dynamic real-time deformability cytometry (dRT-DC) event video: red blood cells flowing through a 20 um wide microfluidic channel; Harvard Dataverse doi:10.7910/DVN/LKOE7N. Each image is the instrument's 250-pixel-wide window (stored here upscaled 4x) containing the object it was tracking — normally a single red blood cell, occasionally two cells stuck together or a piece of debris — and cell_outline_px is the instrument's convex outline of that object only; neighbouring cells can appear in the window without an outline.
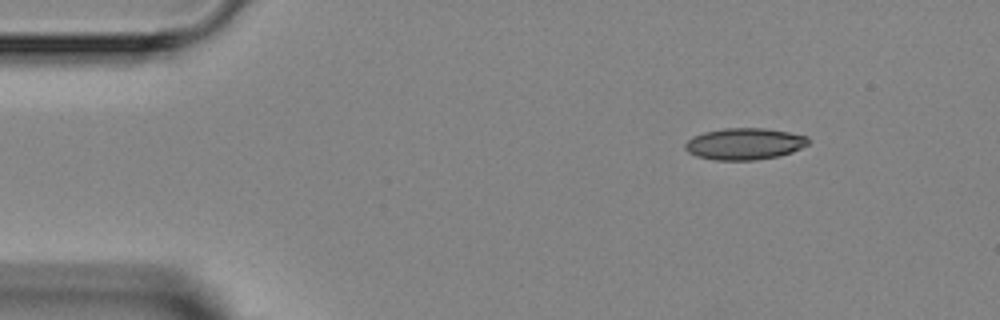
{"species": "Egyptian fruit bat (a non-hibernating species)", "species_latin": "Rousettus aegyptiacus", "temperature_condition": "room temperature", "stored_images_in_passage": 3, "camera_frame_rate_fps": 3000, "um_per_image_px": 0.085, "animal": {"sex": "female"}, "frame": {"image": 1, "passage_image": 1, "time_ms": 0.0, "image_size_px": [1000, 320], "cell_outline_px": [[808, 144], [792, 152], [776, 156], [756, 160], [712, 160], [696, 156], [688, 152], [684, 148], [684, 144], [692, 136], [704, 132], [724, 128], [764, 128], [788, 132], [808, 136]], "centroid_in_image_um": [63.24, 12.23], "position_along_channel_um": 21.8, "area_um2": 22.72}}